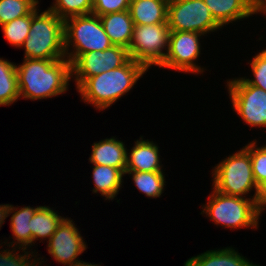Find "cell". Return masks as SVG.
Segmentation results:
<instances>
[{
	"instance_id": "obj_1",
	"label": "cell",
	"mask_w": 266,
	"mask_h": 266,
	"mask_svg": "<svg viewBox=\"0 0 266 266\" xmlns=\"http://www.w3.org/2000/svg\"><path fill=\"white\" fill-rule=\"evenodd\" d=\"M20 98L43 100L63 95L69 91L72 80L71 63L61 60L23 58L16 64Z\"/></svg>"
},
{
	"instance_id": "obj_2",
	"label": "cell",
	"mask_w": 266,
	"mask_h": 266,
	"mask_svg": "<svg viewBox=\"0 0 266 266\" xmlns=\"http://www.w3.org/2000/svg\"><path fill=\"white\" fill-rule=\"evenodd\" d=\"M148 70L129 59L123 66L89 77L78 89L81 100L100 112L109 109L135 88Z\"/></svg>"
},
{
	"instance_id": "obj_3",
	"label": "cell",
	"mask_w": 266,
	"mask_h": 266,
	"mask_svg": "<svg viewBox=\"0 0 266 266\" xmlns=\"http://www.w3.org/2000/svg\"><path fill=\"white\" fill-rule=\"evenodd\" d=\"M211 190L213 191L210 192L208 201L200 206L202 207L200 214H206V218L214 222V225L225 229L259 228V219L264 213L261 199L226 195L213 187Z\"/></svg>"
},
{
	"instance_id": "obj_4",
	"label": "cell",
	"mask_w": 266,
	"mask_h": 266,
	"mask_svg": "<svg viewBox=\"0 0 266 266\" xmlns=\"http://www.w3.org/2000/svg\"><path fill=\"white\" fill-rule=\"evenodd\" d=\"M38 5L32 11L31 28L20 47L29 59L61 60L66 58L64 49V20L46 8L40 13Z\"/></svg>"
},
{
	"instance_id": "obj_5",
	"label": "cell",
	"mask_w": 266,
	"mask_h": 266,
	"mask_svg": "<svg viewBox=\"0 0 266 266\" xmlns=\"http://www.w3.org/2000/svg\"><path fill=\"white\" fill-rule=\"evenodd\" d=\"M211 171L212 186L216 191L226 195L261 199L260 189L252 171L250 154L243 147L215 164Z\"/></svg>"
},
{
	"instance_id": "obj_6",
	"label": "cell",
	"mask_w": 266,
	"mask_h": 266,
	"mask_svg": "<svg viewBox=\"0 0 266 266\" xmlns=\"http://www.w3.org/2000/svg\"><path fill=\"white\" fill-rule=\"evenodd\" d=\"M113 46L98 15L73 16L64 20V49L72 64L81 54Z\"/></svg>"
},
{
	"instance_id": "obj_7",
	"label": "cell",
	"mask_w": 266,
	"mask_h": 266,
	"mask_svg": "<svg viewBox=\"0 0 266 266\" xmlns=\"http://www.w3.org/2000/svg\"><path fill=\"white\" fill-rule=\"evenodd\" d=\"M170 29L168 23L134 25L128 47L131 59L147 70L160 66L169 49Z\"/></svg>"
},
{
	"instance_id": "obj_8",
	"label": "cell",
	"mask_w": 266,
	"mask_h": 266,
	"mask_svg": "<svg viewBox=\"0 0 266 266\" xmlns=\"http://www.w3.org/2000/svg\"><path fill=\"white\" fill-rule=\"evenodd\" d=\"M231 109L251 129H266V91L250 85L243 77L227 79Z\"/></svg>"
},
{
	"instance_id": "obj_9",
	"label": "cell",
	"mask_w": 266,
	"mask_h": 266,
	"mask_svg": "<svg viewBox=\"0 0 266 266\" xmlns=\"http://www.w3.org/2000/svg\"><path fill=\"white\" fill-rule=\"evenodd\" d=\"M167 23L170 31L198 32L205 36L223 29L203 0H169Z\"/></svg>"
},
{
	"instance_id": "obj_10",
	"label": "cell",
	"mask_w": 266,
	"mask_h": 266,
	"mask_svg": "<svg viewBox=\"0 0 266 266\" xmlns=\"http://www.w3.org/2000/svg\"><path fill=\"white\" fill-rule=\"evenodd\" d=\"M203 36L205 37L198 32L170 31L169 49L159 68L183 74L203 75L207 69L198 64L203 42L200 39L203 40Z\"/></svg>"
},
{
	"instance_id": "obj_11",
	"label": "cell",
	"mask_w": 266,
	"mask_h": 266,
	"mask_svg": "<svg viewBox=\"0 0 266 266\" xmlns=\"http://www.w3.org/2000/svg\"><path fill=\"white\" fill-rule=\"evenodd\" d=\"M129 59L128 49L119 45L83 53L71 64L72 82L77 90L89 77L121 67Z\"/></svg>"
},
{
	"instance_id": "obj_12",
	"label": "cell",
	"mask_w": 266,
	"mask_h": 266,
	"mask_svg": "<svg viewBox=\"0 0 266 266\" xmlns=\"http://www.w3.org/2000/svg\"><path fill=\"white\" fill-rule=\"evenodd\" d=\"M73 219L66 218L58 226L47 242V253L56 262L64 266H71L79 261V256L87 250L88 245L81 235Z\"/></svg>"
},
{
	"instance_id": "obj_13",
	"label": "cell",
	"mask_w": 266,
	"mask_h": 266,
	"mask_svg": "<svg viewBox=\"0 0 266 266\" xmlns=\"http://www.w3.org/2000/svg\"><path fill=\"white\" fill-rule=\"evenodd\" d=\"M160 147L153 140L140 136L133 147L127 149L125 171L154 172L165 171L160 156ZM164 169V170H163Z\"/></svg>"
},
{
	"instance_id": "obj_14",
	"label": "cell",
	"mask_w": 266,
	"mask_h": 266,
	"mask_svg": "<svg viewBox=\"0 0 266 266\" xmlns=\"http://www.w3.org/2000/svg\"><path fill=\"white\" fill-rule=\"evenodd\" d=\"M222 27L255 16V0H203Z\"/></svg>"
},
{
	"instance_id": "obj_15",
	"label": "cell",
	"mask_w": 266,
	"mask_h": 266,
	"mask_svg": "<svg viewBox=\"0 0 266 266\" xmlns=\"http://www.w3.org/2000/svg\"><path fill=\"white\" fill-rule=\"evenodd\" d=\"M17 206V207H16ZM9 204L7 210V217H10V229L12 231V242L8 239L4 240L1 244L10 247L24 248L28 250L31 248V218L34 216L35 211L40 206H23ZM9 241V242H8Z\"/></svg>"
},
{
	"instance_id": "obj_16",
	"label": "cell",
	"mask_w": 266,
	"mask_h": 266,
	"mask_svg": "<svg viewBox=\"0 0 266 266\" xmlns=\"http://www.w3.org/2000/svg\"><path fill=\"white\" fill-rule=\"evenodd\" d=\"M91 147L88 162L118 168L125 173L127 147L123 140H118L116 136H112L94 142Z\"/></svg>"
},
{
	"instance_id": "obj_17",
	"label": "cell",
	"mask_w": 266,
	"mask_h": 266,
	"mask_svg": "<svg viewBox=\"0 0 266 266\" xmlns=\"http://www.w3.org/2000/svg\"><path fill=\"white\" fill-rule=\"evenodd\" d=\"M183 266H260L250 262L246 256L236 250L235 247L227 246L219 249L207 250L196 256L188 258Z\"/></svg>"
},
{
	"instance_id": "obj_18",
	"label": "cell",
	"mask_w": 266,
	"mask_h": 266,
	"mask_svg": "<svg viewBox=\"0 0 266 266\" xmlns=\"http://www.w3.org/2000/svg\"><path fill=\"white\" fill-rule=\"evenodd\" d=\"M92 180L94 188L92 193L101 194L104 200L110 202L117 197L119 191L124 186V173L118 169L107 165L92 164Z\"/></svg>"
},
{
	"instance_id": "obj_19",
	"label": "cell",
	"mask_w": 266,
	"mask_h": 266,
	"mask_svg": "<svg viewBox=\"0 0 266 266\" xmlns=\"http://www.w3.org/2000/svg\"><path fill=\"white\" fill-rule=\"evenodd\" d=\"M99 18L112 44L128 49L134 28L129 10L101 15Z\"/></svg>"
},
{
	"instance_id": "obj_20",
	"label": "cell",
	"mask_w": 266,
	"mask_h": 266,
	"mask_svg": "<svg viewBox=\"0 0 266 266\" xmlns=\"http://www.w3.org/2000/svg\"><path fill=\"white\" fill-rule=\"evenodd\" d=\"M169 0H130L129 12L134 25L167 23Z\"/></svg>"
},
{
	"instance_id": "obj_21",
	"label": "cell",
	"mask_w": 266,
	"mask_h": 266,
	"mask_svg": "<svg viewBox=\"0 0 266 266\" xmlns=\"http://www.w3.org/2000/svg\"><path fill=\"white\" fill-rule=\"evenodd\" d=\"M65 218V216H60V213L54 208L40 205L31 218V250L38 240L40 243L45 240L48 242Z\"/></svg>"
},
{
	"instance_id": "obj_22",
	"label": "cell",
	"mask_w": 266,
	"mask_h": 266,
	"mask_svg": "<svg viewBox=\"0 0 266 266\" xmlns=\"http://www.w3.org/2000/svg\"><path fill=\"white\" fill-rule=\"evenodd\" d=\"M19 99L16 63L0 57V107L12 106Z\"/></svg>"
},
{
	"instance_id": "obj_23",
	"label": "cell",
	"mask_w": 266,
	"mask_h": 266,
	"mask_svg": "<svg viewBox=\"0 0 266 266\" xmlns=\"http://www.w3.org/2000/svg\"><path fill=\"white\" fill-rule=\"evenodd\" d=\"M132 179L135 187L144 194L148 199L160 198L164 193L166 186V178L164 171L154 172H134L125 171L124 175H127Z\"/></svg>"
},
{
	"instance_id": "obj_24",
	"label": "cell",
	"mask_w": 266,
	"mask_h": 266,
	"mask_svg": "<svg viewBox=\"0 0 266 266\" xmlns=\"http://www.w3.org/2000/svg\"><path fill=\"white\" fill-rule=\"evenodd\" d=\"M32 12L1 26L7 42L14 48L20 49L28 37L31 28Z\"/></svg>"
},
{
	"instance_id": "obj_25",
	"label": "cell",
	"mask_w": 266,
	"mask_h": 266,
	"mask_svg": "<svg viewBox=\"0 0 266 266\" xmlns=\"http://www.w3.org/2000/svg\"><path fill=\"white\" fill-rule=\"evenodd\" d=\"M243 148L250 154L254 179L261 190L266 185V144L259 146L258 141L253 139Z\"/></svg>"
},
{
	"instance_id": "obj_26",
	"label": "cell",
	"mask_w": 266,
	"mask_h": 266,
	"mask_svg": "<svg viewBox=\"0 0 266 266\" xmlns=\"http://www.w3.org/2000/svg\"><path fill=\"white\" fill-rule=\"evenodd\" d=\"M39 4V0H0V26L29 15Z\"/></svg>"
},
{
	"instance_id": "obj_27",
	"label": "cell",
	"mask_w": 266,
	"mask_h": 266,
	"mask_svg": "<svg viewBox=\"0 0 266 266\" xmlns=\"http://www.w3.org/2000/svg\"><path fill=\"white\" fill-rule=\"evenodd\" d=\"M2 246L0 244L1 249ZM7 247L4 250L0 249V266H34L37 263V257L40 254L35 249L33 251L13 246L11 249H9L10 246Z\"/></svg>"
},
{
	"instance_id": "obj_28",
	"label": "cell",
	"mask_w": 266,
	"mask_h": 266,
	"mask_svg": "<svg viewBox=\"0 0 266 266\" xmlns=\"http://www.w3.org/2000/svg\"><path fill=\"white\" fill-rule=\"evenodd\" d=\"M92 7V0H54L48 8L65 20L73 16L91 14Z\"/></svg>"
},
{
	"instance_id": "obj_29",
	"label": "cell",
	"mask_w": 266,
	"mask_h": 266,
	"mask_svg": "<svg viewBox=\"0 0 266 266\" xmlns=\"http://www.w3.org/2000/svg\"><path fill=\"white\" fill-rule=\"evenodd\" d=\"M256 53L248 62L252 78L244 76L243 78L250 84L266 91V47Z\"/></svg>"
},
{
	"instance_id": "obj_30",
	"label": "cell",
	"mask_w": 266,
	"mask_h": 266,
	"mask_svg": "<svg viewBox=\"0 0 266 266\" xmlns=\"http://www.w3.org/2000/svg\"><path fill=\"white\" fill-rule=\"evenodd\" d=\"M92 14L101 16L129 10L130 0H92Z\"/></svg>"
},
{
	"instance_id": "obj_31",
	"label": "cell",
	"mask_w": 266,
	"mask_h": 266,
	"mask_svg": "<svg viewBox=\"0 0 266 266\" xmlns=\"http://www.w3.org/2000/svg\"><path fill=\"white\" fill-rule=\"evenodd\" d=\"M261 13L266 16V0H255V15Z\"/></svg>"
},
{
	"instance_id": "obj_32",
	"label": "cell",
	"mask_w": 266,
	"mask_h": 266,
	"mask_svg": "<svg viewBox=\"0 0 266 266\" xmlns=\"http://www.w3.org/2000/svg\"><path fill=\"white\" fill-rule=\"evenodd\" d=\"M9 207V203L8 204H0V230L1 227L3 226L5 219L8 218L7 217V210Z\"/></svg>"
},
{
	"instance_id": "obj_33",
	"label": "cell",
	"mask_w": 266,
	"mask_h": 266,
	"mask_svg": "<svg viewBox=\"0 0 266 266\" xmlns=\"http://www.w3.org/2000/svg\"><path fill=\"white\" fill-rule=\"evenodd\" d=\"M261 205L263 212L266 211V185L260 190Z\"/></svg>"
},
{
	"instance_id": "obj_34",
	"label": "cell",
	"mask_w": 266,
	"mask_h": 266,
	"mask_svg": "<svg viewBox=\"0 0 266 266\" xmlns=\"http://www.w3.org/2000/svg\"><path fill=\"white\" fill-rule=\"evenodd\" d=\"M71 266H101V265L100 264H94L93 262L89 263V262H86V261L79 260V261H76Z\"/></svg>"
},
{
	"instance_id": "obj_35",
	"label": "cell",
	"mask_w": 266,
	"mask_h": 266,
	"mask_svg": "<svg viewBox=\"0 0 266 266\" xmlns=\"http://www.w3.org/2000/svg\"><path fill=\"white\" fill-rule=\"evenodd\" d=\"M44 263H46V261H44V257H42V256L41 257H37V263L34 266H43ZM46 266H49V265H46Z\"/></svg>"
}]
</instances>
